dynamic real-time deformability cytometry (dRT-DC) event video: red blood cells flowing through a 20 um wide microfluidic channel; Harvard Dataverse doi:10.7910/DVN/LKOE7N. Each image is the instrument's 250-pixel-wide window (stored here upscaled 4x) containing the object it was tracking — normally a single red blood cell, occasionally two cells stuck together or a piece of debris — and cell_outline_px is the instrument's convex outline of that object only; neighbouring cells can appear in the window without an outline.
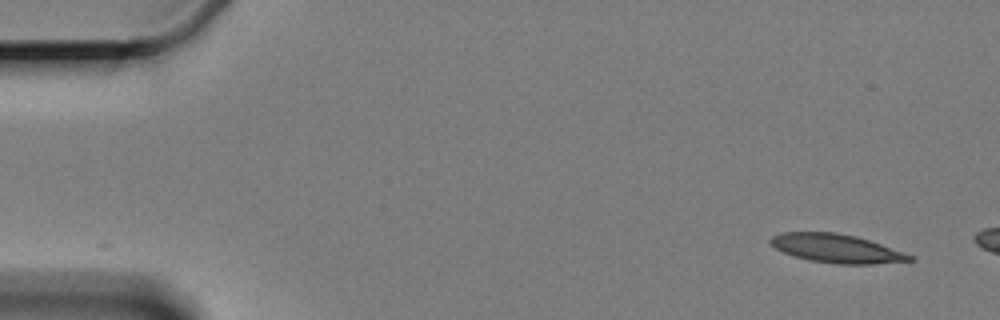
{"species": "Egyptian fruit bat (a non-hibernating species)", "species_latin": "Rousettus aegyptiacus", "temperature_condition": "cold", "stored_images_in_passage": 3, "camera_frame_rate_fps": 3000, "um_per_image_px": 0.085, "animal": {"sex": "female"}, "frame": {"image": 1, "passage_image": 1, "time_ms": 0.0, "image_size_px": [1000, 320], "cell_outline_px": [[916, 260], [872, 264], [836, 264], [812, 260], [796, 256], [784, 252], [776, 248], [768, 240], [772, 236], [784, 232], [836, 232], [856, 236], [916, 256]], "centroid_in_image_um": [71.15, 21.12], "position_along_channel_um": 13.9, "area_um2": 23.0}}